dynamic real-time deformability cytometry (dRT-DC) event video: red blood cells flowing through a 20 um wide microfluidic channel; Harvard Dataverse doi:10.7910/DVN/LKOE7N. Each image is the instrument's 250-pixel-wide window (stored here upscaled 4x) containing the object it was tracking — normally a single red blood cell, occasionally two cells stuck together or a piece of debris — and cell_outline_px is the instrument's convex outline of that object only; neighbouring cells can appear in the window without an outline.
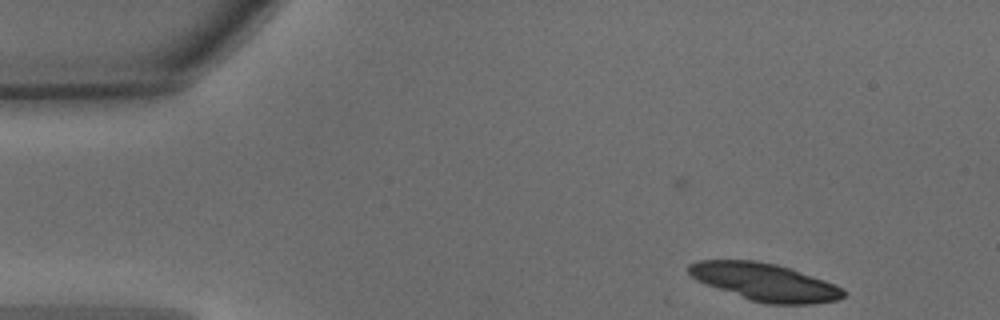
{"species": "common noctule bat (a hibernating species)", "species_latin": "Nyctalus noctula", "temperature_condition": "warm", "stored_images_in_passage": 3, "camera_frame_rate_fps": 3000, "um_per_image_px": 0.085, "animal": {"sex": "male", "body_mass_g": 15.6}, "frame": {"image": 1, "passage_image": 3, "time_ms": 0.667, "image_size_px": [1000, 320], "cell_outline_px": [[848, 292], [844, 296], [836, 300], [812, 304], [768, 304], [752, 300], [696, 280], [688, 272], [688, 264], [700, 260], [752, 260], [776, 264], [792, 268], [836, 284], [844, 288]], "centroid_in_image_um": [65.07, 23.96], "position_along_channel_um": 19.9, "area_um2": 33.7}}